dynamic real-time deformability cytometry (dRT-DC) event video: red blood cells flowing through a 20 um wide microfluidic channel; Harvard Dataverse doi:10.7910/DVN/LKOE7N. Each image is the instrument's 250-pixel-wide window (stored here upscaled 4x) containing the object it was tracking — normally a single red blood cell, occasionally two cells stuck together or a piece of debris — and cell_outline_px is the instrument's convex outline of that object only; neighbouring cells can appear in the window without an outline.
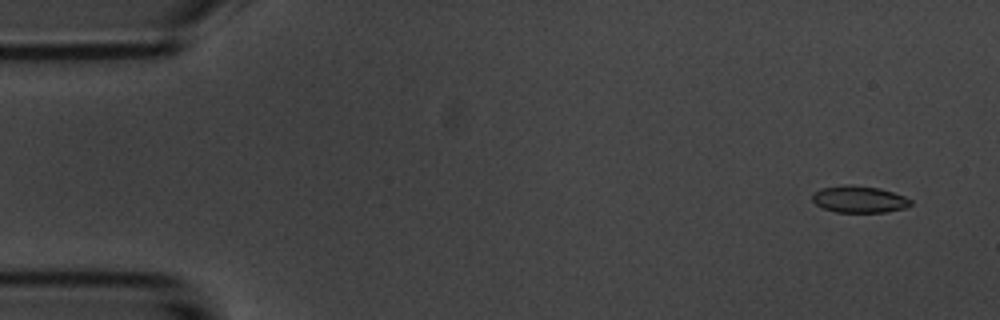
{"species": "common noctule bat (a hibernating species)", "species_latin": "Nyctalus noctula", "temperature_condition": "room temperature", "stored_images_in_passage": 8, "camera_frame_rate_fps": 3000, "um_per_image_px": 0.085, "animal": {"sex": "male", "body_mass_g": 20.1, "forearm_length_mm": 53.5}, "frame": {"image": 1, "passage_image": 1, "time_ms": 0.0, "image_size_px": [1000, 320], "cell_outline_px": [[912, 204], [904, 208], [884, 212], [836, 212], [824, 208], [816, 204], [812, 200], [812, 192], [820, 188], [844, 184], [852, 184], [880, 188], [904, 196], [912, 200]], "centroid_in_image_um": [73.0, 16.92], "position_along_channel_um": 12.0, "area_um2": 15.49}}
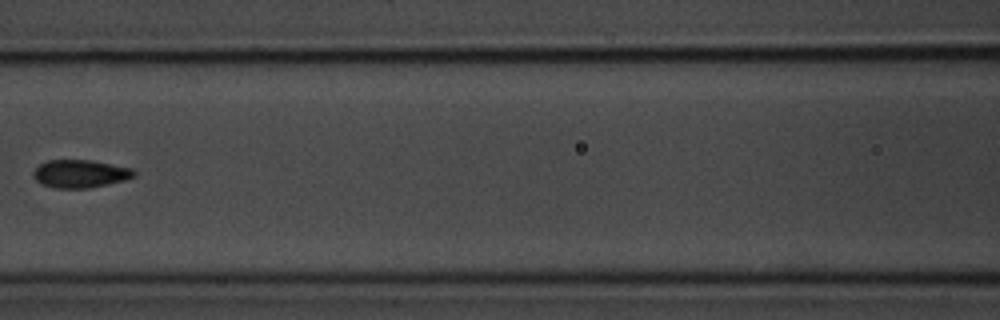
{"frame": {"image": 2, "passage_image": 7, "time_ms": 7.0, "image_size_px": [1000, 320], "cell_outline_px": [[136, 176], [124, 180], [108, 184], [88, 188], [56, 188], [40, 184], [32, 176], [32, 172], [40, 164], [48, 160], [92, 160], [132, 168], [136, 172]], "centroid_in_image_um": [6.81, 14.77], "position_along_channel_um": 159.8, "area_um2": 16.47}}
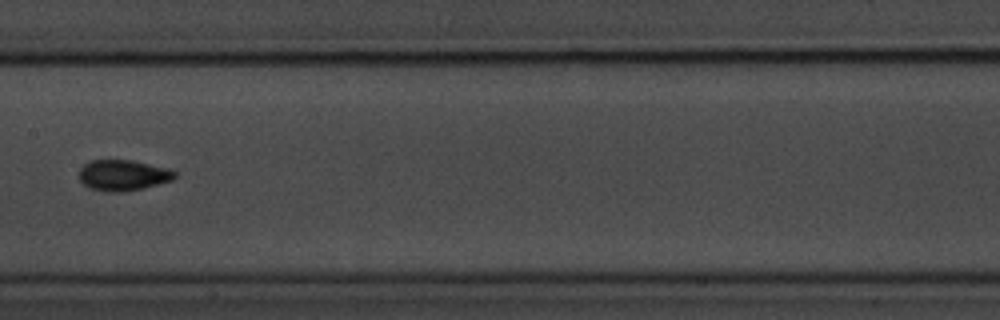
{"frame": {"image": 3, "passage_image": 8, "time_ms": 8.0, "image_size_px": [1000, 320], "cell_outline_px": [[176, 176], [172, 180], [144, 188], [120, 192], [112, 192], [92, 188], [84, 184], [80, 180], [80, 168], [88, 160], [132, 160], [168, 168], [176, 172]], "centroid_in_image_um": [10.47, 14.88], "position_along_channel_um": 196.9, "area_um2": 17.05}}